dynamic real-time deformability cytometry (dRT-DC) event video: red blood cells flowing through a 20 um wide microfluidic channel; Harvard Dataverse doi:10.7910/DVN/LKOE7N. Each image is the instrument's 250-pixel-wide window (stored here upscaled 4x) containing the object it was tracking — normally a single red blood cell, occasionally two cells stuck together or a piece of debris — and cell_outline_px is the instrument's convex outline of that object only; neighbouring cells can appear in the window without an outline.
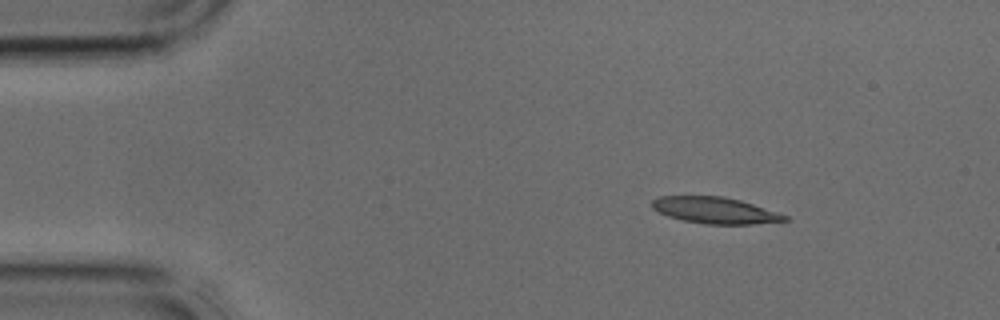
{"species": "common noctule bat (a hibernating species)", "species_latin": "Nyctalus noctula", "temperature_condition": "cold", "stored_images_in_passage": 3, "camera_frame_rate_fps": 3000, "um_per_image_px": 0.085, "animal": {"sex": "male", "body_mass_g": 17.9, "forearm_length_mm": 54.2}, "frame": {"image": 1, "passage_image": 1, "time_ms": 0.0, "image_size_px": [1000, 320], "cell_outline_px": [[788, 220], [752, 224], [704, 224], [684, 220], [668, 216], [652, 208], [652, 200], [660, 196], [724, 196], [740, 200], [788, 216]], "centroid_in_image_um": [60.75, 17.87], "position_along_channel_um": 24.2, "area_um2": 20.11}}
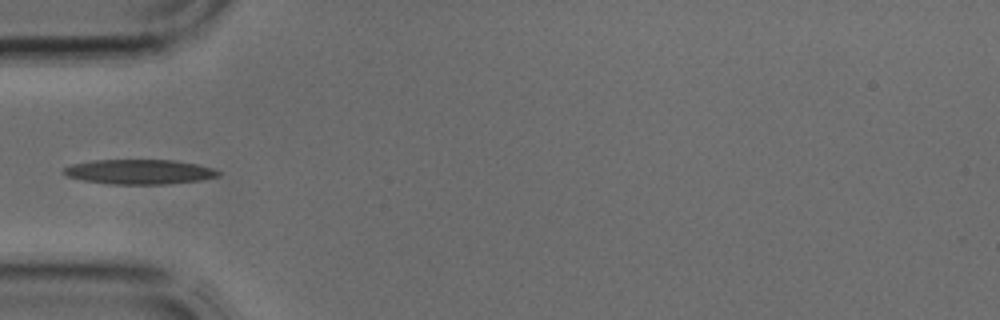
{"frame": {"image": 2, "passage_image": 3, "time_ms": 0.667, "image_size_px": [1000, 320], "cell_outline_px": [[220, 176], [200, 180], [168, 184], [108, 184], [84, 180], [68, 176], [64, 172], [64, 168], [72, 164], [92, 160], [172, 160], [196, 164], [212, 168], [220, 172]], "centroid_in_image_um": [11.86, 14.6], "position_along_channel_um": 73.1, "area_um2": 22.14}}